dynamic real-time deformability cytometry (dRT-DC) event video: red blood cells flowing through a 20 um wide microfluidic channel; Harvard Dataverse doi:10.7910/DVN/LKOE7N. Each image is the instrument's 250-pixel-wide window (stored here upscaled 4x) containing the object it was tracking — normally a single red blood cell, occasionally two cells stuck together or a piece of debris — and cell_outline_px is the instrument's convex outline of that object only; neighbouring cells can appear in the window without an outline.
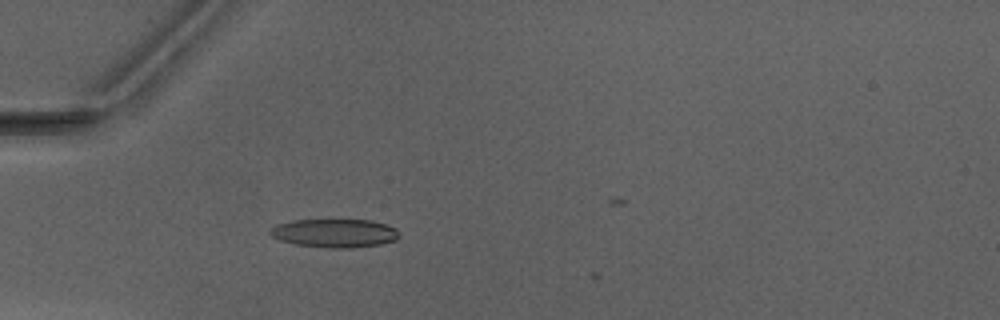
{"species": "Egyptian fruit bat (a non-hibernating species)", "species_latin": "Rousettus aegyptiacus", "temperature_condition": "warm", "stored_images_in_passage": 12, "camera_frame_rate_fps": 3000, "um_per_image_px": 0.085, "animal": {"sex": "male"}, "frame": {"image": 1, "passage_image": 8, "time_ms": 2.333, "image_size_px": [1000, 320], "cell_outline_px": [[400, 236], [396, 240], [380, 244], [348, 248], [328, 248], [296, 244], [280, 240], [272, 236], [268, 232], [276, 224], [292, 220], [372, 220], [396, 228]], "centroid_in_image_um": [28.44, 19.81], "position_along_channel_um": 56.6, "area_um2": 21.39}}